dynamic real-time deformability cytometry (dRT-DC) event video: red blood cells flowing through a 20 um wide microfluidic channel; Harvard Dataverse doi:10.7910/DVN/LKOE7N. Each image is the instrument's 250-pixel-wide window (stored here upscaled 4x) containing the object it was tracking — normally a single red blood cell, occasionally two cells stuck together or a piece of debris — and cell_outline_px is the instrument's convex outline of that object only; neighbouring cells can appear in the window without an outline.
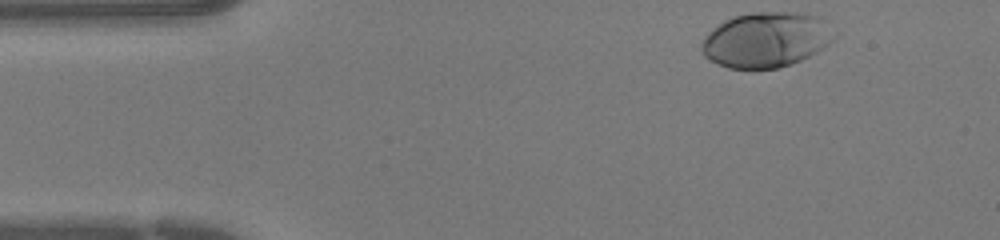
{"species": "human", "species_latin": "Homo sapiens", "temperature_condition": "warm", "stored_images_in_passage": 40, "camera_frame_rate_fps": 3000, "um_per_image_px": 0.085, "donor": {"sex": "female"}, "frame": {"image": 1, "passage_image": 1, "time_ms": 0.0, "image_size_px": [1000, 240], "cell_outline_px": [[840, 32], [828, 44], [816, 52], [800, 60], [776, 68], [728, 68], [704, 56], [700, 52], [700, 44], [704, 36], [712, 28], [724, 20], [736, 16], [752, 12], [796, 12], [820, 16]], "centroid_in_image_um": [65.15, 3.35], "position_along_channel_um": 19.9, "area_um2": 42.95}}
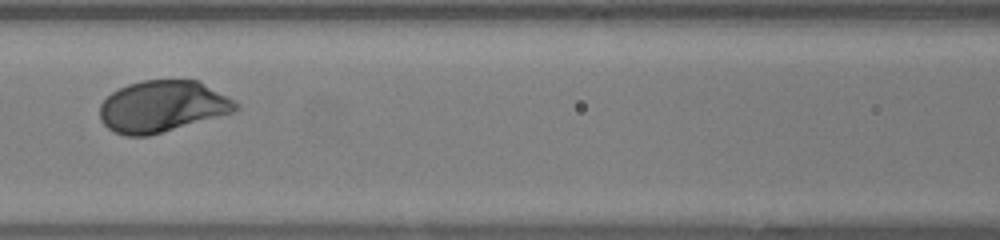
{"frame": {"image": 2, "passage_image": 15, "time_ms": 4.667, "image_size_px": [1000, 240], "cell_outline_px": [[240, 108], [236, 112], [148, 136], [124, 136], [108, 128], [100, 120], [100, 104], [112, 92], [128, 84], [144, 80], [200, 80], [240, 104]], "centroid_in_image_um": [13.83, 9.05], "position_along_channel_um": 152.8, "area_um2": 40.92}}
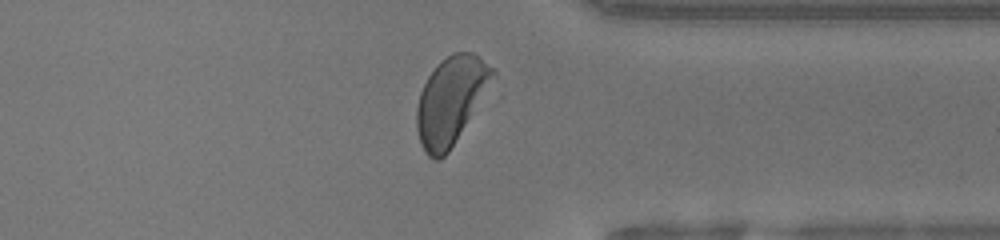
{"frame": {"image": 3, "passage_image": 30, "time_ms": 9.667, "image_size_px": [1000, 240], "cell_outline_px": [[496, 72], [448, 152], [440, 160], [436, 160], [428, 156], [424, 152], [420, 144], [416, 128], [416, 108], [420, 92], [428, 76], [436, 64], [440, 60], [456, 52], [472, 52], [492, 68]], "centroid_in_image_um": [38.23, 8.55], "position_along_channel_um": 373.2, "area_um2": 37.51}}